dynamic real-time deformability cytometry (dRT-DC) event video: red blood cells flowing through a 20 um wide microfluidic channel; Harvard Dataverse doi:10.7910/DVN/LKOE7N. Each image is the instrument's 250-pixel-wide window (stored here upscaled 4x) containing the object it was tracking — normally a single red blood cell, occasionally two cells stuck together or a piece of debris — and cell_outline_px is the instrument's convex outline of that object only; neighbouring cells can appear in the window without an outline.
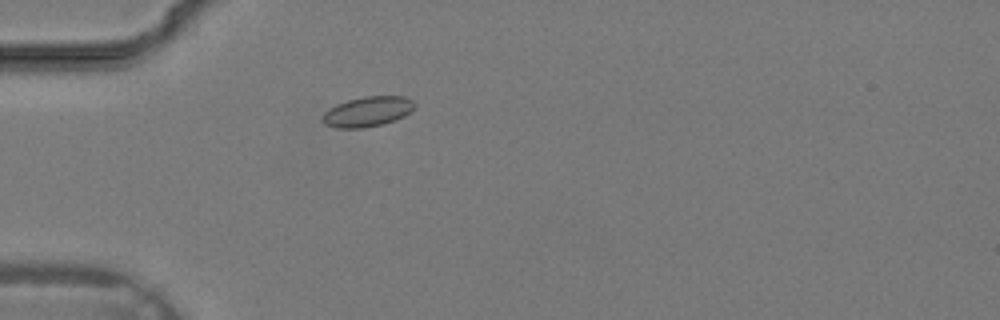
{"species": "common noctule bat (a hibernating species)", "species_latin": "Nyctalus noctula", "temperature_condition": "warm", "stored_images_in_passage": 30, "camera_frame_rate_fps": 3000, "um_per_image_px": 0.085, "animal": {"sex": "male", "body_mass_g": 19.2, "forearm_length_mm": 51.8}, "frame": {"image": 1, "passage_image": 5, "time_ms": 1.333, "image_size_px": [1000, 320], "cell_outline_px": [[416, 104], [404, 116], [384, 124], [364, 128], [336, 128], [324, 124], [324, 112], [336, 104], [348, 100], [364, 96], [404, 96], [412, 100]], "centroid_in_image_um": [31.24, 9.49], "position_along_channel_um": 53.8, "area_um2": 16.01}}
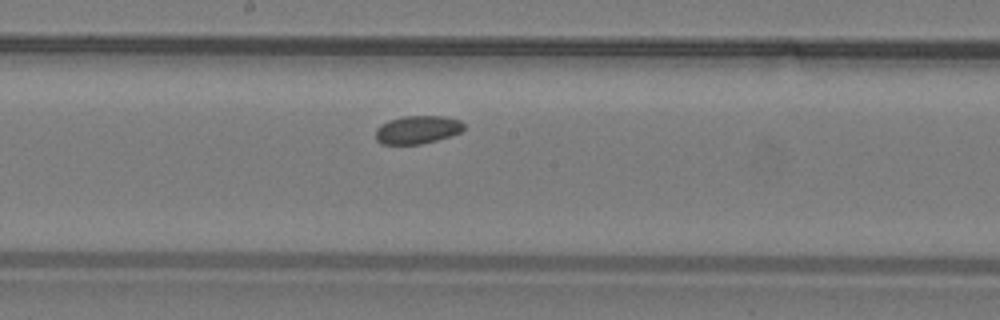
{"frame": {"image": 2, "passage_image": 14, "time_ms": 4.333, "image_size_px": [1000, 320], "cell_outline_px": [[464, 128], [460, 132], [436, 140], [420, 144], [380, 144], [376, 140], [376, 128], [380, 124], [388, 120], [404, 116], [444, 116], [460, 120], [464, 124]], "centroid_in_image_um": [35.45, 11.02], "position_along_channel_um": 212.8, "area_um2": 14.45}}
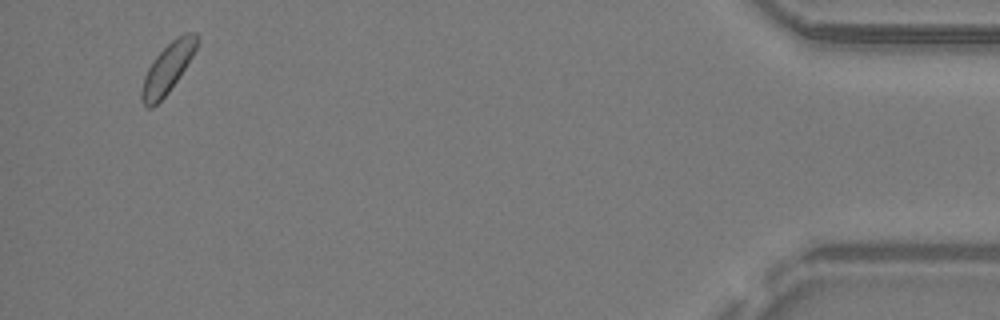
{"frame": {"image": 3, "passage_image": 29, "time_ms": 9.333, "image_size_px": [1000, 320], "cell_outline_px": [[200, 40], [192, 56], [168, 92], [152, 108], [148, 108], [144, 104], [140, 96], [140, 92], [144, 76], [148, 68], [156, 56], [172, 40], [184, 32], [196, 32]], "centroid_in_image_um": [14.25, 5.77], "position_along_channel_um": 421.0, "area_um2": 15.66}}